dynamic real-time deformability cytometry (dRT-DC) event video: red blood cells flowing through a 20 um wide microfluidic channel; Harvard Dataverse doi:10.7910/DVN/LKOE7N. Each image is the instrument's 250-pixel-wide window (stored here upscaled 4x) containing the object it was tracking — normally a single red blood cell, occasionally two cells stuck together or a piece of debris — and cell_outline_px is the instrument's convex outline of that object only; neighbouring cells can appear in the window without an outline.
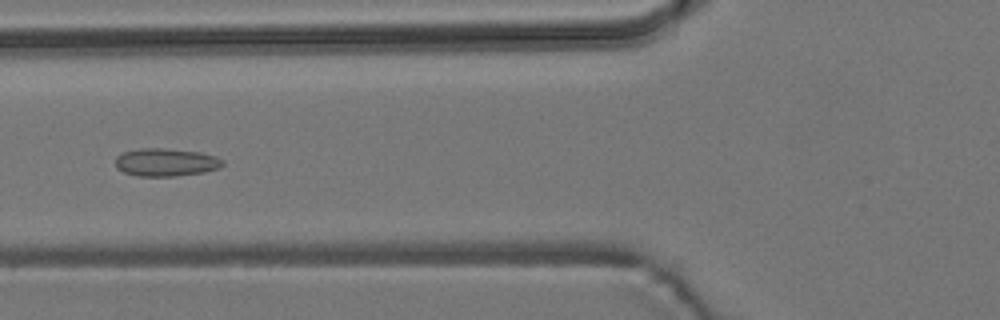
{"species": "common noctule bat (a hibernating species)", "species_latin": "Nyctalus noctula", "temperature_condition": "room temperature", "stored_images_in_passage": 4, "camera_frame_rate_fps": 3000, "um_per_image_px": 0.085, "animal": {"sex": "male", "body_mass_g": 19.2, "forearm_length_mm": 51.8}, "frame": {"image": 1, "passage_image": 4, "time_ms": 3.333, "image_size_px": [1000, 320], "cell_outline_px": [[224, 164], [220, 168], [204, 172], [176, 176], [136, 176], [124, 172], [116, 168], [116, 156], [124, 152], [140, 148], [164, 148], [200, 152], [216, 156], [224, 160]], "centroid_in_image_um": [14.12, 13.79], "position_along_channel_um": 111.7, "area_um2": 17.57}}